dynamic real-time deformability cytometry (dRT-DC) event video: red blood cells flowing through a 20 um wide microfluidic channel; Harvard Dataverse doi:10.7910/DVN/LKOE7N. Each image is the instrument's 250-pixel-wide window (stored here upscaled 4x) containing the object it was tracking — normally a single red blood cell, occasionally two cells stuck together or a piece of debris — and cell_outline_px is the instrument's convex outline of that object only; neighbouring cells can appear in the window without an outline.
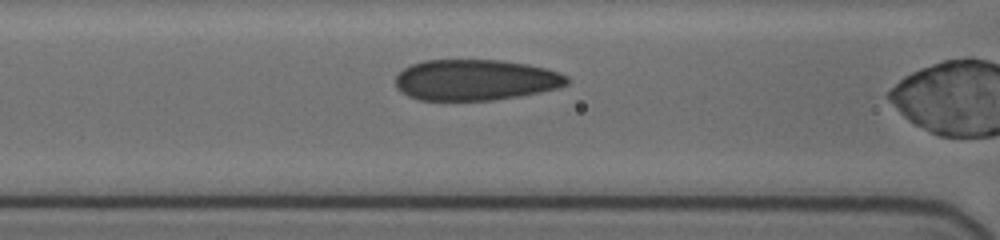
{"species": "human", "species_latin": "Homo sapiens", "temperature_condition": "cold", "stored_images_in_passage": 9, "camera_frame_rate_fps": 3000, "um_per_image_px": 0.085, "donor": {"sex": "female"}, "frame": {"image": 1, "passage_image": 8, "time_ms": 4.0, "image_size_px": [1000, 240], "cell_outline_px": [[568, 84], [556, 88], [540, 92], [492, 100], [420, 100], [408, 96], [396, 88], [396, 76], [404, 68], [412, 64], [424, 60], [504, 60], [528, 64], [560, 72], [568, 76]], "centroid_in_image_um": [40.41, 6.79], "position_along_channel_um": 126.2, "area_um2": 40.86}}